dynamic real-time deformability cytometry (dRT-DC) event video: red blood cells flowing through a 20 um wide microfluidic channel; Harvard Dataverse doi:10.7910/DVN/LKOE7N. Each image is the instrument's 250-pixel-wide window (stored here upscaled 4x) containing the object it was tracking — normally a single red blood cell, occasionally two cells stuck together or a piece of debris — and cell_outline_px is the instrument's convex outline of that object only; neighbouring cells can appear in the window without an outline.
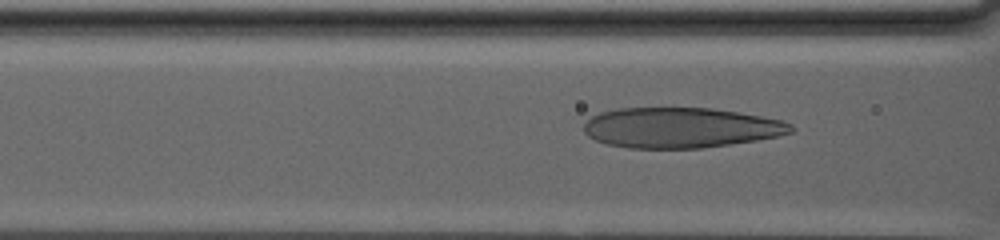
{"species": "human", "species_latin": "Homo sapiens", "temperature_condition": "warm", "stored_images_in_passage": 56, "camera_frame_rate_fps": 3000, "um_per_image_px": 0.085, "donor": {"sex": "male"}, "frame": {"image": 1, "passage_image": 9, "time_ms": 2.667, "image_size_px": [1000, 240], "cell_outline_px": [[796, 128], [792, 132], [776, 136], [756, 140], [700, 148], [628, 148], [608, 144], [596, 140], [588, 136], [584, 132], [584, 124], [592, 116], [600, 112], [616, 108], [712, 108], [760, 116], [780, 120], [792, 124]], "centroid_in_image_um": [57.83, 10.85], "position_along_channel_um": 108.8, "area_um2": 48.44}}
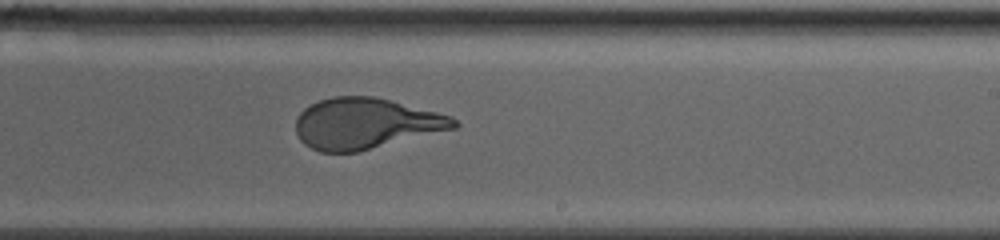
{"frame": {"image": 2, "passage_image": 27, "time_ms": 8.667, "image_size_px": [1000, 240], "cell_outline_px": [[460, 124], [456, 128], [356, 152], [320, 152], [304, 144], [300, 140], [296, 132], [296, 120], [300, 112], [304, 108], [320, 100], [332, 96], [372, 96], [452, 116]], "centroid_in_image_um": [31.05, 10.5], "position_along_channel_um": 257.9, "area_um2": 46.47}}
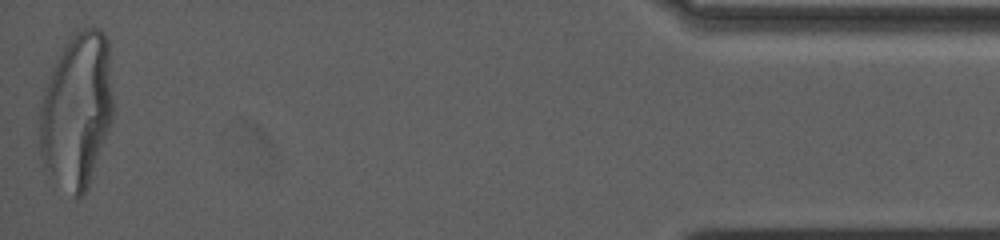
{"frame": {"image": 3, "passage_image": 56, "time_ms": 18.333, "image_size_px": [1000, 240], "cell_outline_px": [[116, 104], [112, 120], [88, 188], [80, 196], [72, 196], [44, 168], [40, 156], [40, 108], [44, 88], [64, 44], [76, 32], [84, 28], [100, 28], [104, 32], [108, 40]], "centroid_in_image_um": [6.58, 9.35], "position_along_channel_um": 428.6, "area_um2": 67.16}, "authors_computed_cell_mechanics": {"area_um2": 48.263, "velocity_mm_per_s": 2.4835, "shape_relaxation_time_tau1_ms": 9.2723, "shape_relaxation_time_tau2_ms": null, "deformation_change_tau1": 0.2871, "deformation_change_tau2": null}}